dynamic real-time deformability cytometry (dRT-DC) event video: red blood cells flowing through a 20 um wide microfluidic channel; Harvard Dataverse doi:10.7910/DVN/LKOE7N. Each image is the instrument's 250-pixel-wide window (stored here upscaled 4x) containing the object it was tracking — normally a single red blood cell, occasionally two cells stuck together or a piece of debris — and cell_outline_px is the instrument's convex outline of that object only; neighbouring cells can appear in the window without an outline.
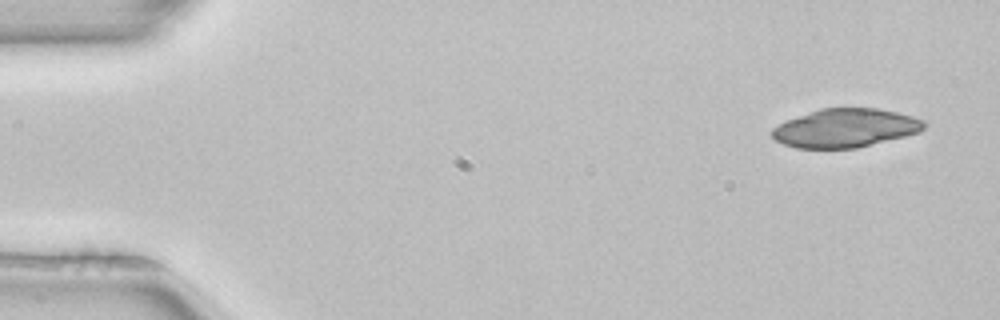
{"species": "common noctule bat (a hibernating species)", "species_latin": "Nyctalus noctula", "temperature_condition": "room temperature", "stored_images_in_passage": 4, "camera_frame_rate_fps": 3000, "um_per_image_px": 0.085, "animal": {"sex": "female", "body_mass_g": 22.7, "forearm_length_mm": 54.2}, "frame": {"image": 1, "passage_image": 1, "time_ms": 0.0, "image_size_px": [1000, 320], "cell_outline_px": [[928, 124], [920, 132], [856, 148], [796, 148], [784, 144], [776, 140], [768, 132], [772, 128], [784, 120], [820, 108], [876, 108], [896, 112], [912, 116], [924, 120]], "centroid_in_image_um": [71.82, 10.88], "position_along_channel_um": 13.2, "area_um2": 34.33}}